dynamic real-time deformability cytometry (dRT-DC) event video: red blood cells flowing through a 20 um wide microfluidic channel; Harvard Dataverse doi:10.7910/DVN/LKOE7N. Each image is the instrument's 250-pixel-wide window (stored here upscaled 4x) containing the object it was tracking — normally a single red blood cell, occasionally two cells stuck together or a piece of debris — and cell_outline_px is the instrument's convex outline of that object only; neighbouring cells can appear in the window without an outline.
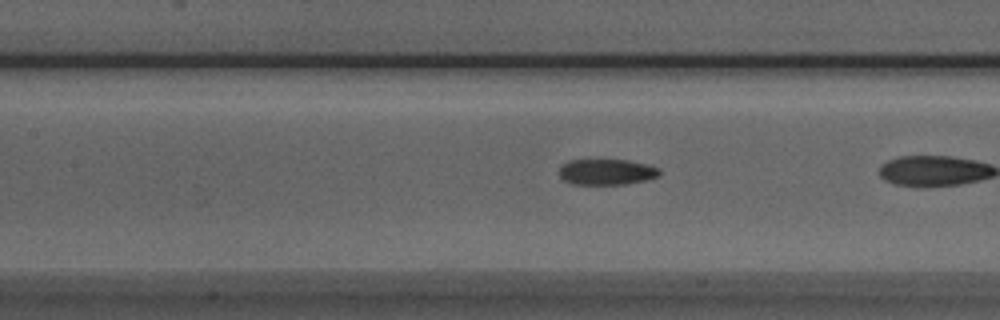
{"species": "Egyptian fruit bat (a non-hibernating species)", "species_latin": "Rousettus aegyptiacus", "temperature_condition": "room temperature", "stored_images_in_passage": 9, "camera_frame_rate_fps": 3000, "um_per_image_px": 0.085, "animal": {"sex": "male"}, "frame": {"image": 1, "passage_image": 8, "time_ms": 2.333, "image_size_px": [1000, 320], "cell_outline_px": [[660, 176], [648, 180], [624, 184], [572, 184], [564, 180], [560, 176], [560, 164], [568, 160], [628, 160], [660, 168]], "centroid_in_image_um": [51.56, 14.61], "position_along_channel_um": 155.8, "area_um2": 15.14}}